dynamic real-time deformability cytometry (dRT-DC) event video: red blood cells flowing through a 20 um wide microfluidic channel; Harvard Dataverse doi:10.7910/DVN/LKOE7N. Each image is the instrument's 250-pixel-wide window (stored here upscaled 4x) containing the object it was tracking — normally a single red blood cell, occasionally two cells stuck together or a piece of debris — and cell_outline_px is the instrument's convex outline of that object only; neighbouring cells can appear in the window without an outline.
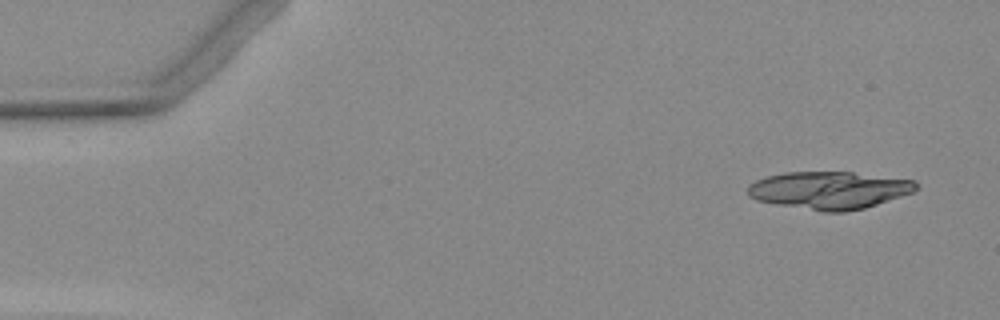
{"species": "Egyptian fruit bat (a non-hibernating species)", "species_latin": "Rousettus aegyptiacus", "temperature_condition": "warm", "stored_images_in_passage": 5, "camera_frame_rate_fps": 3000, "um_per_image_px": 0.085, "animal": {"sex": "female"}, "frame": {"image": 1, "passage_image": 1, "time_ms": 0.0, "image_size_px": [1000, 320], "cell_outline_px": [[920, 188], [912, 192], [864, 208], [844, 212], [824, 212], [776, 204], [756, 200], [748, 196], [748, 184], [756, 180], [768, 176], [784, 172], [852, 172], [916, 180]], "centroid_in_image_um": [70.48, 16.16], "position_along_channel_um": 14.5, "area_um2": 36.82}}
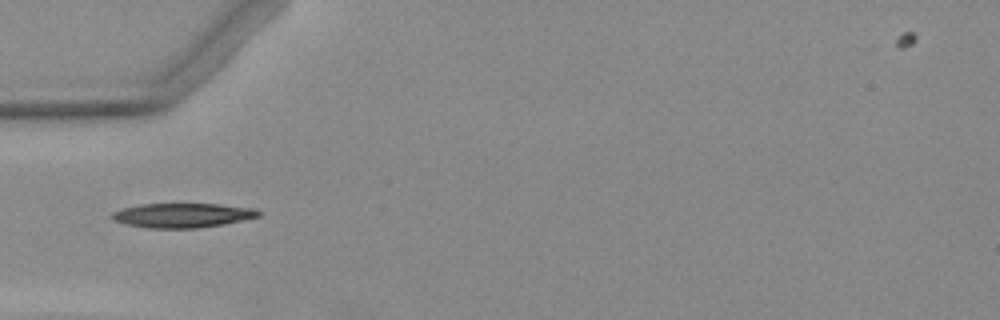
{"frame": {"image": 2, "passage_image": 5, "time_ms": 4.667, "image_size_px": [1000, 320], "cell_outline_px": [[260, 216], [224, 224], [196, 228], [148, 228], [124, 224], [112, 220], [108, 216], [112, 212], [124, 208], [140, 204], [220, 204], [252, 208], [260, 212]], "centroid_in_image_um": [15.44, 18.31], "position_along_channel_um": 69.6, "area_um2": 20.87}}